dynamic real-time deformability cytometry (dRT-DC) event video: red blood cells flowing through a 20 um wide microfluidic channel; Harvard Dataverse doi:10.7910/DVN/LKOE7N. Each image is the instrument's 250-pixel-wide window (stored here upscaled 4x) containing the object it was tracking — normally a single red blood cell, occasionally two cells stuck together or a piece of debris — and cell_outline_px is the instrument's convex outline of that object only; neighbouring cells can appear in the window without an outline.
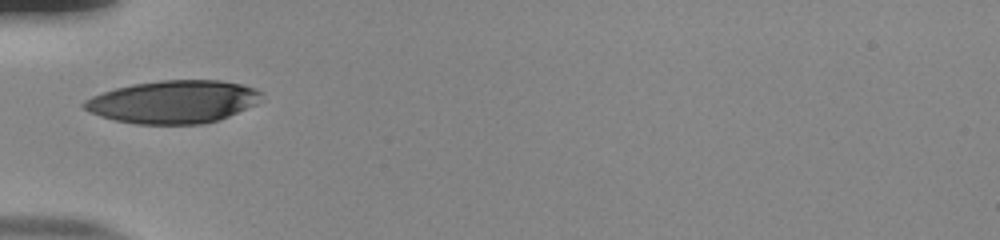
{"species": "human", "species_latin": "Homo sapiens", "temperature_condition": "room temperature", "stored_images_in_passage": 33, "camera_frame_rate_fps": 3000, "um_per_image_px": 0.085, "donor": {"sex": "male"}, "frame": {"image": 1, "passage_image": 1, "time_ms": 0.0, "image_size_px": [1000, 240], "cell_outline_px": [[260, 92], [256, 104], [220, 120], [204, 124], [136, 124], [116, 120], [100, 116], [88, 112], [80, 104], [84, 100], [92, 96], [116, 88], [132, 84], [160, 80], [220, 80], [240, 84], [256, 88]], "centroid_in_image_um": [14.7, 8.66], "position_along_channel_um": 70.3, "area_um2": 44.22}}
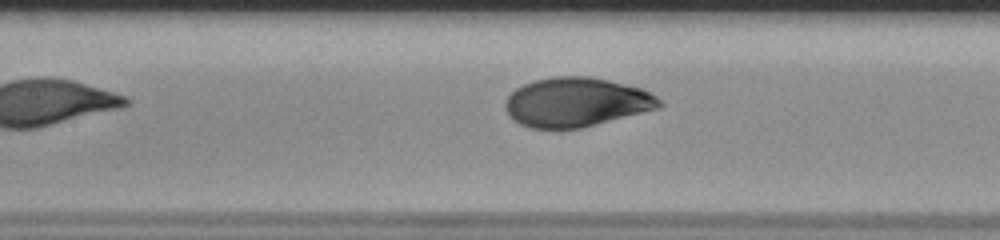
{"frame": {"image": 2, "passage_image": 8, "time_ms": 2.333, "image_size_px": [1000, 240], "cell_outline_px": [[664, 104], [656, 108], [580, 128], [528, 128], [520, 124], [504, 108], [504, 104], [508, 96], [516, 88], [524, 84], [536, 80], [556, 76], [588, 76], [608, 80], [640, 88], [656, 96]], "centroid_in_image_um": [48.95, 8.67], "position_along_channel_um": 158.5, "area_um2": 43.47}}
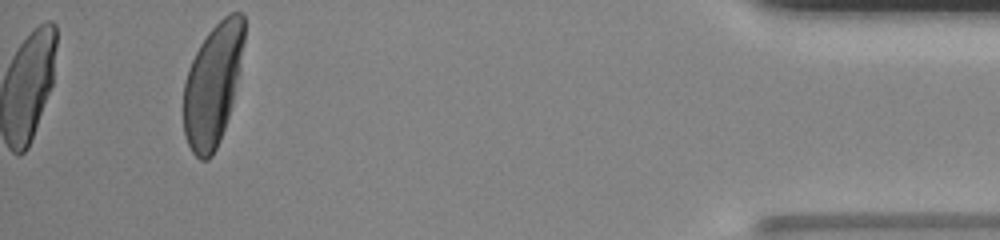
{"frame": {"image": 3, "passage_image": 33, "time_ms": 10.667, "image_size_px": [1000, 240], "cell_outline_px": [[244, 40], [240, 68], [232, 104], [220, 140], [212, 156], [208, 160], [200, 160], [192, 152], [184, 136], [184, 80], [188, 68], [200, 44], [208, 32], [224, 16], [232, 12], [240, 12], [244, 16]], "centroid_in_image_um": [18.08, 7.21], "position_along_channel_um": 417.1, "area_um2": 42.95}, "authors_computed_cell_mechanics": {"area_um2": 44.795, "velocity_mm_per_s": 3.8096, "shape_relaxation_time_tau1_ms": 2.9368, "shape_relaxation_time_tau2_ms": null, "deformation_change_tau1": 0.1696, "deformation_change_tau2": null}}